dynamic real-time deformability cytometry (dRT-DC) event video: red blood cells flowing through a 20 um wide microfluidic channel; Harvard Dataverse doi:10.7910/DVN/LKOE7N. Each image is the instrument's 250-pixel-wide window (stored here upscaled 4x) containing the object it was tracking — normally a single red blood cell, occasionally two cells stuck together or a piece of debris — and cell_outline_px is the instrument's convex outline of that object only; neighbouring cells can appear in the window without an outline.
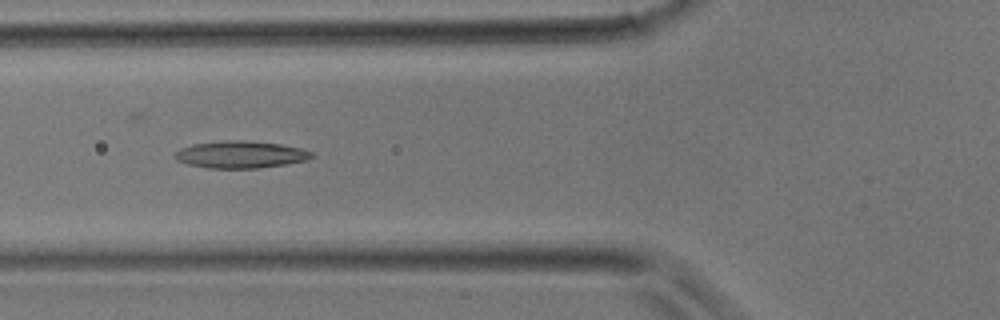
{"species": "common noctule bat (a hibernating species)", "species_latin": "Nyctalus noctula", "temperature_condition": "room temperature", "stored_images_in_passage": 34, "camera_frame_rate_fps": 3000, "um_per_image_px": 0.085, "animal": {"sex": "male", "body_mass_g": 17.9}, "frame": {"image": 1, "passage_image": 12, "time_ms": 3.667, "image_size_px": [1000, 320], "cell_outline_px": [[316, 156], [308, 160], [260, 168], [208, 168], [188, 164], [176, 160], [176, 152], [180, 148], [192, 144], [224, 140], [244, 140], [280, 144], [300, 148], [312, 152]], "centroid_in_image_um": [20.47, 13.13], "position_along_channel_um": 105.3, "area_um2": 21.62}}
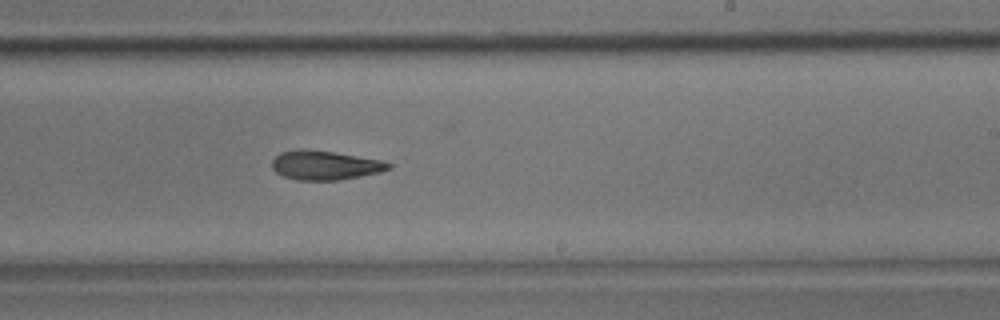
{"frame": {"image": 2, "passage_image": 20, "time_ms": 6.333, "image_size_px": [1000, 320], "cell_outline_px": [[392, 168], [380, 172], [340, 180], [296, 180], [284, 176], [276, 172], [272, 168], [272, 160], [280, 152], [336, 152], [380, 160], [392, 164]], "centroid_in_image_um": [27.68, 14.09], "position_along_channel_um": 261.3, "area_um2": 19.07}}
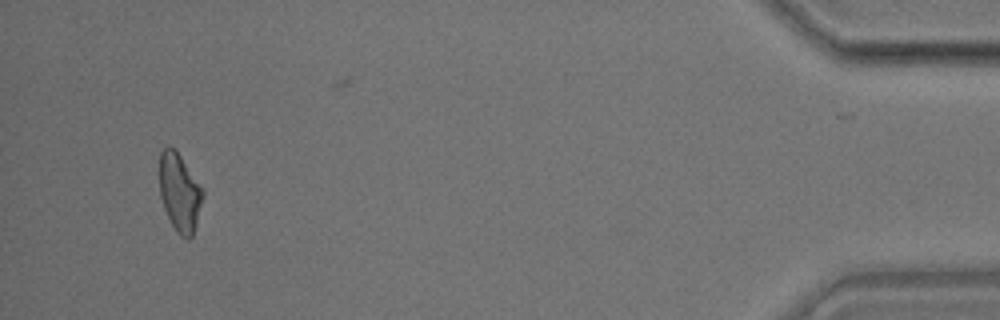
{"frame": {"image": 3, "passage_image": 32, "time_ms": 10.333, "image_size_px": [1000, 320], "cell_outline_px": [[204, 196], [196, 224], [192, 236], [188, 240], [180, 236], [176, 232], [164, 208], [160, 196], [160, 152], [168, 144], [176, 148], [204, 188]], "centroid_in_image_um": [15.29, 16.31], "position_along_channel_um": 419.9, "area_um2": 20.11}}